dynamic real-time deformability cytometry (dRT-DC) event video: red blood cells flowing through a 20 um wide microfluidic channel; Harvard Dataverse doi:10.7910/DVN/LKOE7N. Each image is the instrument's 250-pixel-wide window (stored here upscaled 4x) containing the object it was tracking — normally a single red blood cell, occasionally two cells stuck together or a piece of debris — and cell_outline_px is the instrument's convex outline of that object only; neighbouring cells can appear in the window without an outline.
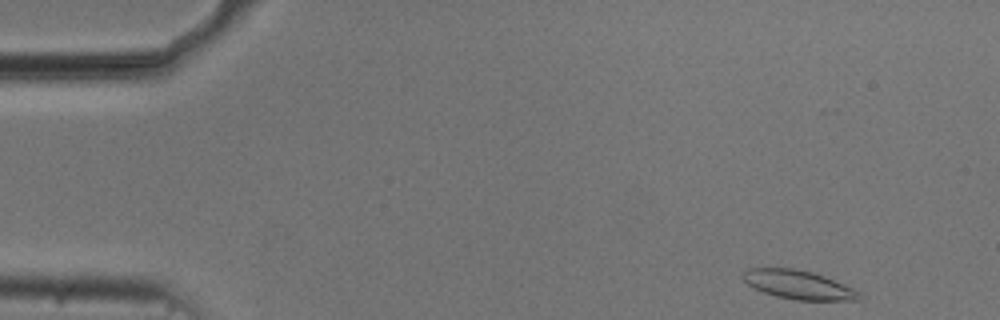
{"species": "common noctule bat (a hibernating species)", "species_latin": "Nyctalus noctula", "temperature_condition": "cold", "stored_images_in_passage": 50, "camera_frame_rate_fps": 3000, "um_per_image_px": 0.085, "animal": {"sex": "male", "body_mass_g": 20.5, "forearm_length_mm": 52.5}, "frame": {"image": 1, "passage_image": 1, "time_ms": 0.0, "image_size_px": [1000, 320], "cell_outline_px": [[864, 296], [860, 300], [796, 300], [776, 296], [764, 292], [748, 284], [740, 276], [748, 268], [792, 268], [812, 272], [824, 276], [852, 288], [860, 292]], "centroid_in_image_um": [67.88, 24.2], "position_along_channel_um": 17.1, "area_um2": 19.36}}
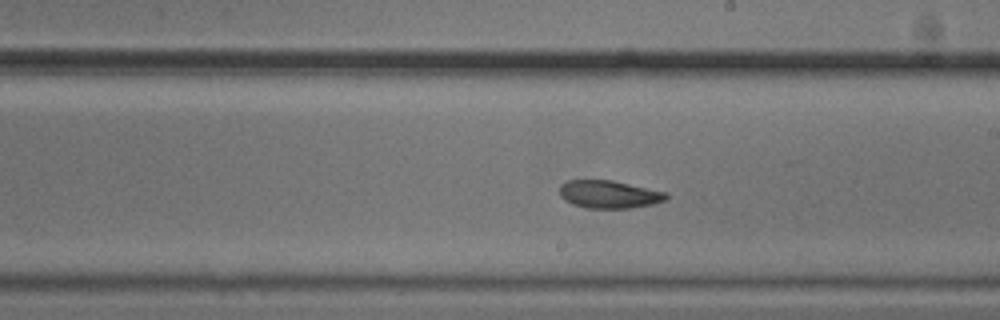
{"frame": {"image": 2, "passage_image": 27, "time_ms": 8.667, "image_size_px": [1000, 320], "cell_outline_px": [[668, 196], [664, 200], [652, 204], [628, 208], [588, 208], [572, 204], [564, 200], [560, 196], [560, 184], [568, 180], [612, 180], [668, 192]], "centroid_in_image_um": [51.75, 16.51], "position_along_channel_um": 237.2, "area_um2": 17.28}}
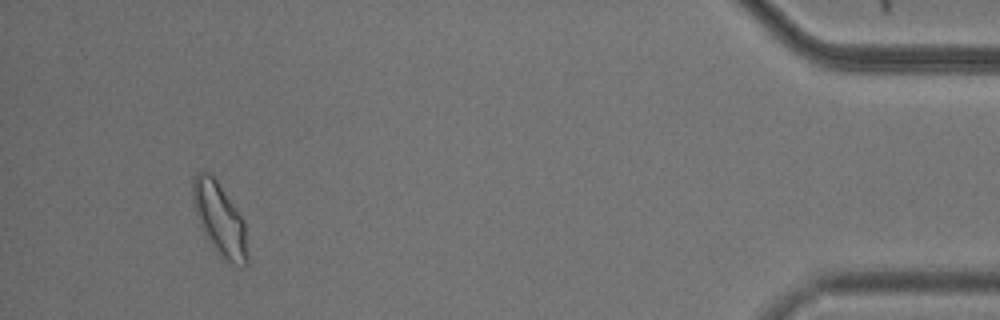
{"frame": {"image": 3, "passage_image": 47, "time_ms": 15.333, "image_size_px": [1000, 320], "cell_outline_px": [[248, 264], [244, 268], [224, 260], [220, 256], [200, 224], [192, 200], [192, 180], [196, 172], [208, 172], [216, 180], [244, 220], [248, 256]], "centroid_in_image_um": [18.69, 18.65], "position_along_channel_um": 416.5, "area_um2": 22.72}, "authors_computed_cell_mechanics": {"area_um2": 18.9873, "velocity_mm_per_s": 3.7056, "shape_relaxation_time_tau1_ms": 7.172, "shape_relaxation_time_tau2_ms": 5.0424, "deformation_change_tau1": 0.1577, "deformation_change_tau2": 0.1269}}